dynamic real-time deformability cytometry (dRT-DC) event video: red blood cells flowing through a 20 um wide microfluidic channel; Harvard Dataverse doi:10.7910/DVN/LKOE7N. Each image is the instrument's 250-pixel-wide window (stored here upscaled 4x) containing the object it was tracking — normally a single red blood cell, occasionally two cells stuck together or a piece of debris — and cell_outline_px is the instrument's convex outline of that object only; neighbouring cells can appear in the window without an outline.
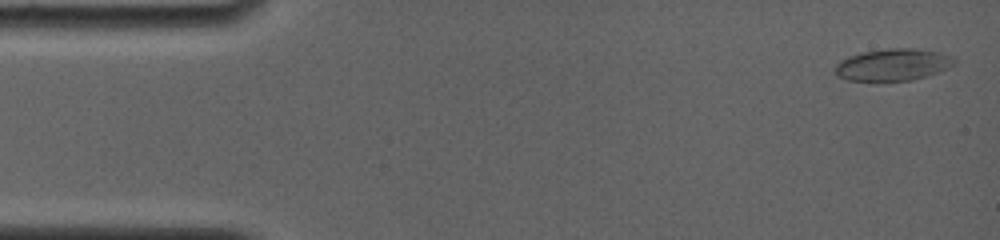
{"species": "common noctule bat (a hibernating species)", "species_latin": "Nyctalus noctula", "temperature_condition": "room temperature", "stored_images_in_passage": 32, "camera_frame_rate_fps": 4000, "um_per_image_px": 0.085, "animal": {"sex": "female", "body_mass_g": 19.0, "forearm_length_mm": 56.7}, "frame": {"image": 1, "passage_image": 1, "time_ms": 0.0, "image_size_px": [1000, 240], "cell_outline_px": [[956, 60], [944, 68], [936, 72], [912, 80], [848, 80], [840, 76], [836, 72], [836, 64], [840, 60], [864, 52], [892, 48], [908, 48], [940, 52]], "centroid_in_image_um": [75.86, 5.49], "position_along_channel_um": 9.1, "area_um2": 21.21}}
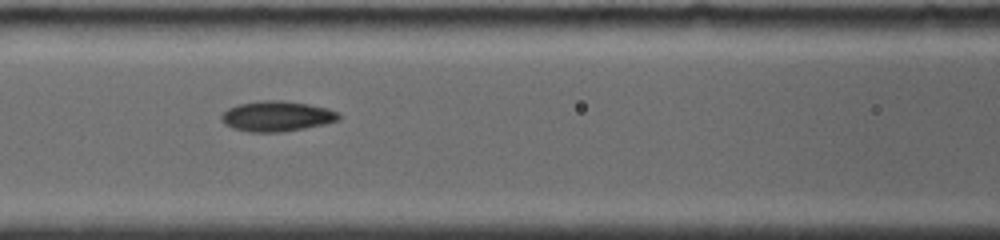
{"frame": {"image": 2, "passage_image": 15, "time_ms": 6.5, "image_size_px": [1000, 240], "cell_outline_px": [[340, 120], [324, 124], [304, 128], [280, 132], [248, 132], [232, 128], [224, 124], [220, 120], [220, 116], [228, 108], [240, 104], [260, 100], [280, 100], [308, 104], [328, 108], [336, 112], [340, 116]], "centroid_in_image_um": [23.5, 9.88], "position_along_channel_um": 143.1, "area_um2": 20.75}}
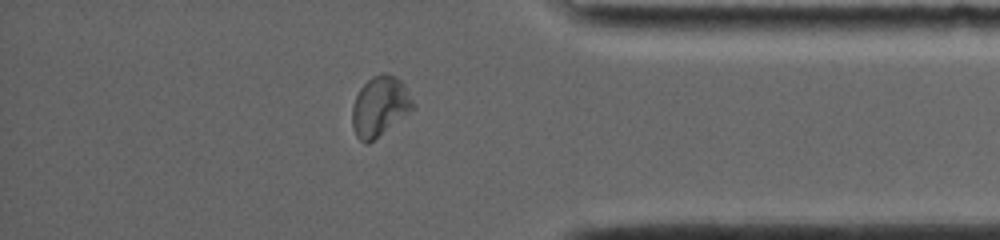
{"frame": {"image": 3, "passage_image": 28, "time_ms": 13.5, "image_size_px": [1000, 240], "cell_outline_px": [[416, 108], [412, 112], [368, 144], [364, 144], [356, 136], [352, 124], [352, 108], [356, 96], [360, 88], [372, 76], [388, 72], [396, 76], [404, 84], [416, 104]], "centroid_in_image_um": [32.32, 9.04], "position_along_channel_um": 402.9, "area_um2": 21.56}, "authors_computed_cell_mechanics": {"area_um2": 20.2589, "velocity_mm_per_s": 3.824, "shape_relaxation_time_tau1_ms": 7.3462, "shape_relaxation_time_tau2_ms": 3.333, "deformation_change_tau1": 0.1697, "deformation_change_tau2": 0.0705}}